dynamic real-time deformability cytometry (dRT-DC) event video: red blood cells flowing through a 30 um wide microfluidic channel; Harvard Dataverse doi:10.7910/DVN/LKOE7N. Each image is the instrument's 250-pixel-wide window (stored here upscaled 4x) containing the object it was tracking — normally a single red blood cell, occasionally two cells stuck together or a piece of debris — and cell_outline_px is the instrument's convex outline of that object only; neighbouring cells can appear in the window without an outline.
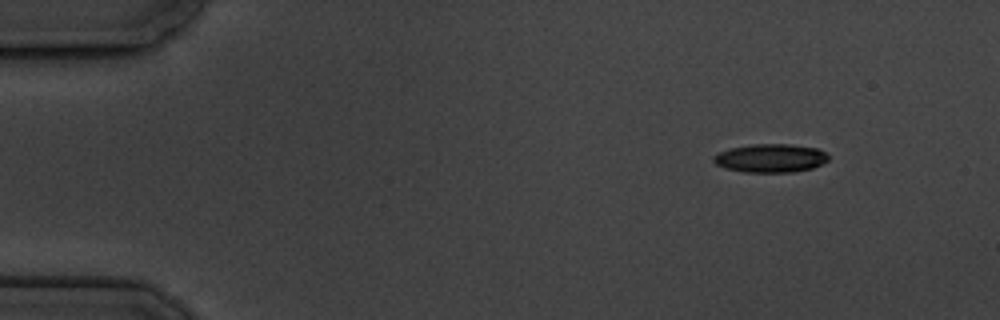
{"species": "common noctule bat (a hibernating species)", "species_latin": "Nyctalus noctula", "temperature_condition": "cold", "stored_images_in_passage": 5, "camera_frame_rate_fps": 3000, "um_per_image_px": 0.085, "animal": {"sex": "male", "body_mass_g": 19.5, "forearm_length_mm": 54.6}, "frame": {"image": 1, "passage_image": 1, "time_ms": 0.0, "image_size_px": [1000, 320], "cell_outline_px": [[828, 160], [812, 168], [792, 172], [744, 172], [728, 168], [716, 164], [712, 160], [712, 156], [728, 148], [752, 144], [792, 144], [816, 148], [828, 152]], "centroid_in_image_um": [65.5, 13.43], "position_along_channel_um": 19.5, "area_um2": 19.07}}
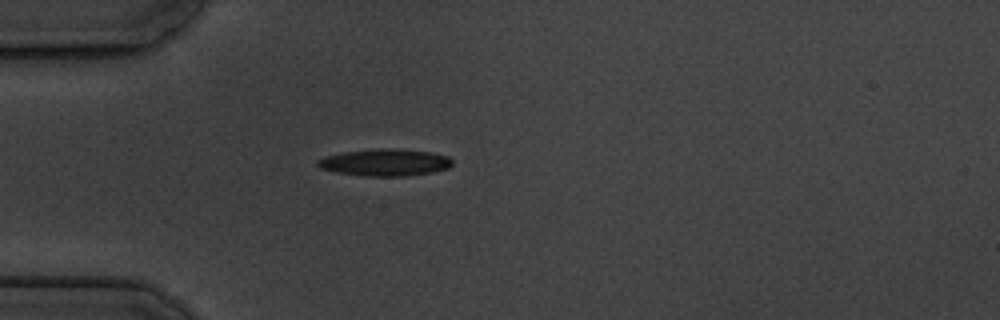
{"frame": {"image": 2, "passage_image": 4, "time_ms": 3.333, "image_size_px": [1000, 320], "cell_outline_px": [[452, 164], [448, 168], [432, 172], [404, 176], [364, 176], [336, 172], [320, 168], [316, 164], [316, 160], [324, 156], [344, 152], [376, 148], [396, 148], [432, 152], [448, 156], [452, 160]], "centroid_in_image_um": [32.71, 13.8], "position_along_channel_um": 52.3, "area_um2": 21.33}}